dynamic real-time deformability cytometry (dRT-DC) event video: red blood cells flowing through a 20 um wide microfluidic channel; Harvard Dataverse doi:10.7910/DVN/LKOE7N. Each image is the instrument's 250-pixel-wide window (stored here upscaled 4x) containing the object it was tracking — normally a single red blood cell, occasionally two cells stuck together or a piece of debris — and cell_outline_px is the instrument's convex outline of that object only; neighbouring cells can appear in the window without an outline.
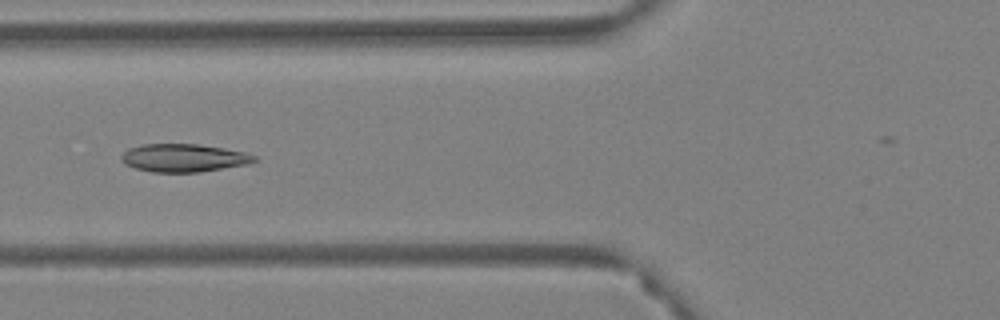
{"species": "Egyptian fruit bat (a non-hibernating species)", "species_latin": "Rousettus aegyptiacus", "temperature_condition": "warm", "stored_images_in_passage": 16, "camera_frame_rate_fps": 3000, "um_per_image_px": 0.085, "animal": {"sex": "female"}, "frame": {"image": 1, "passage_image": 5, "time_ms": 1.333, "image_size_px": [1000, 320], "cell_outline_px": [[256, 160], [248, 164], [200, 172], [152, 172], [136, 168], [124, 164], [120, 156], [128, 148], [144, 144], [200, 144], [224, 148], [244, 152], [256, 156]], "centroid_in_image_um": [15.6, 13.42], "position_along_channel_um": 110.2, "area_um2": 21.68}}
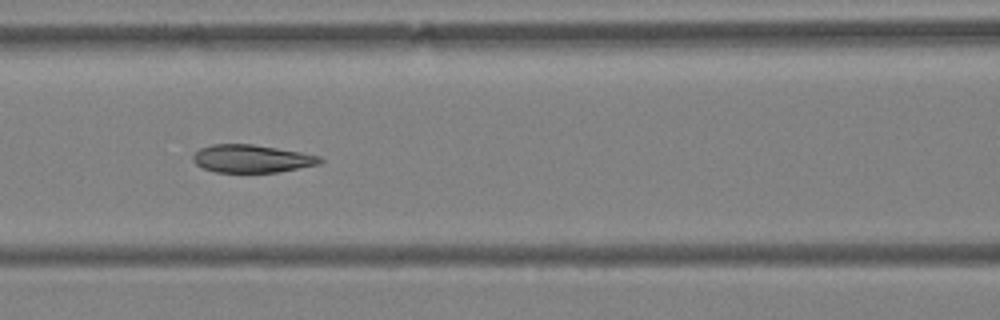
{"frame": {"image": 2, "passage_image": 8, "time_ms": 2.333, "image_size_px": [1000, 320], "cell_outline_px": [[324, 160], [320, 164], [276, 172], [216, 172], [204, 168], [196, 164], [192, 160], [192, 156], [200, 148], [212, 144], [252, 144], [300, 152], [320, 156]], "centroid_in_image_um": [21.39, 13.48], "position_along_channel_um": 145.2, "area_um2": 20.46}}
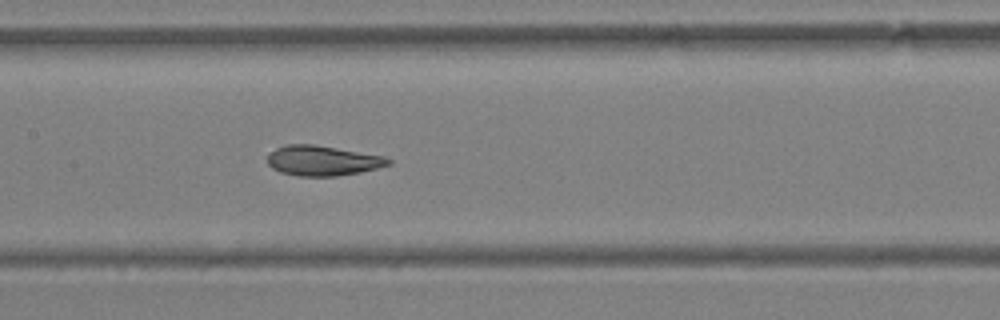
{"frame": {"image": 3, "passage_image": 11, "time_ms": 3.333, "image_size_px": [1000, 320], "cell_outline_px": [[392, 164], [360, 172], [336, 176], [300, 176], [280, 172], [272, 168], [268, 164], [268, 152], [276, 148], [288, 144], [316, 144], [384, 156], [392, 160]], "centroid_in_image_um": [27.41, 13.64], "position_along_channel_um": 180.0, "area_um2": 21.27}}